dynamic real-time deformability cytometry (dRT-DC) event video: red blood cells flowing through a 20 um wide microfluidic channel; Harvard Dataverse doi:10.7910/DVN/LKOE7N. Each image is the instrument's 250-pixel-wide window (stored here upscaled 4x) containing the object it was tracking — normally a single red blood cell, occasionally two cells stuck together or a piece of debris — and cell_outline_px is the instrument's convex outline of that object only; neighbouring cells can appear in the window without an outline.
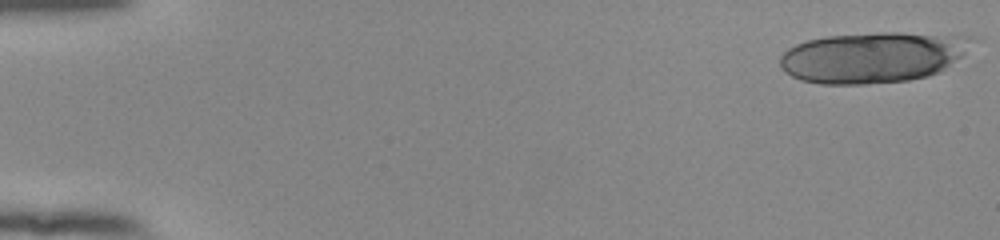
{"species": "human", "species_latin": "Homo sapiens", "temperature_condition": "room temperature", "stored_images_in_passage": 21, "camera_frame_rate_fps": 3000, "um_per_image_px": 0.085, "donor": {"sex": "female"}, "frame": {"image": 1, "passage_image": 1, "time_ms": 0.0, "image_size_px": [1000, 240], "cell_outline_px": [[980, 36], [964, 56], [940, 72], [928, 76], [908, 80], [864, 84], [820, 84], [800, 80], [792, 76], [780, 68], [780, 56], [788, 48], [796, 44], [808, 40], [828, 36], [880, 32], [900, 32]], "centroid_in_image_um": [74.27, 4.85], "position_along_channel_um": 10.7, "area_um2": 57.63}}